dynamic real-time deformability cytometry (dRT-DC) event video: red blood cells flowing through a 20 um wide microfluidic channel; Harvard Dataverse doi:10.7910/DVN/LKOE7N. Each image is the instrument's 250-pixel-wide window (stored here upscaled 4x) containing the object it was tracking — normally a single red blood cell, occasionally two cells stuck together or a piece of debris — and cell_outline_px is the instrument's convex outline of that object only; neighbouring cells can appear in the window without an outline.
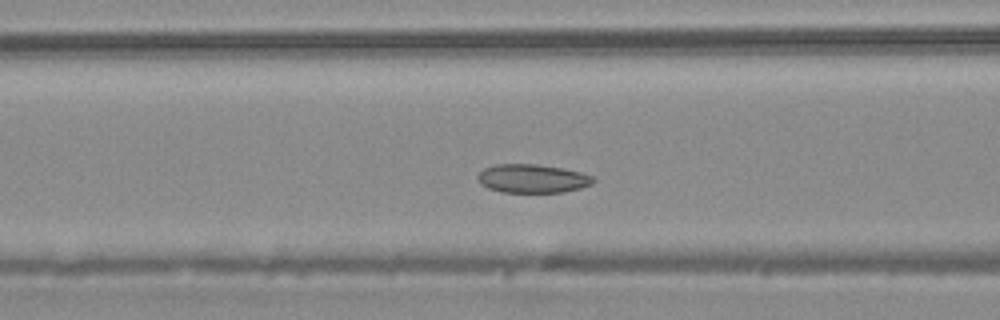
{"species": "common noctule bat (a hibernating species)", "species_latin": "Nyctalus noctula", "temperature_condition": "warm", "stored_images_in_passage": 45, "camera_frame_rate_fps": 3000, "um_per_image_px": 0.085, "animal": {"sex": "male", "body_mass_g": 20.4}, "frame": {"image": 1, "passage_image": 15, "time_ms": 4.667, "image_size_px": [1000, 320], "cell_outline_px": [[596, 180], [592, 184], [580, 188], [564, 192], [500, 192], [488, 188], [480, 184], [476, 176], [484, 168], [496, 164], [536, 164], [564, 168], [596, 176]], "centroid_in_image_um": [45.27, 15.17], "position_along_channel_um": 121.3, "area_um2": 19.48}}
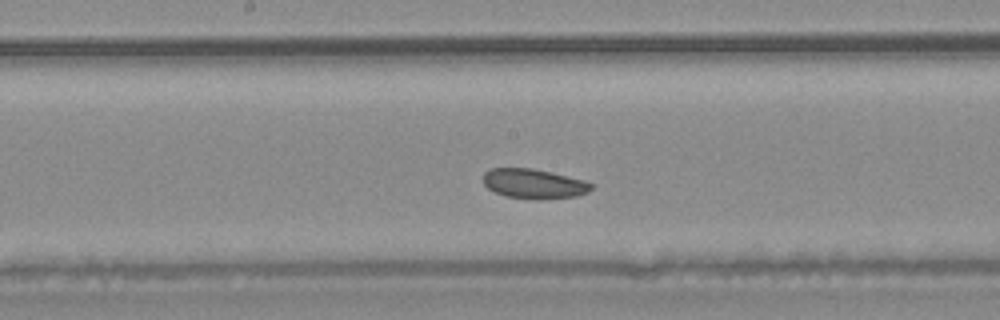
{"frame": {"image": 2, "passage_image": 21, "time_ms": 6.667, "image_size_px": [1000, 320], "cell_outline_px": [[592, 188], [588, 192], [576, 196], [540, 200], [536, 200], [508, 196], [496, 192], [488, 188], [484, 184], [484, 172], [488, 168], [532, 168], [584, 180], [592, 184]], "centroid_in_image_um": [45.37, 15.62], "position_along_channel_um": 202.8, "area_um2": 18.61}}
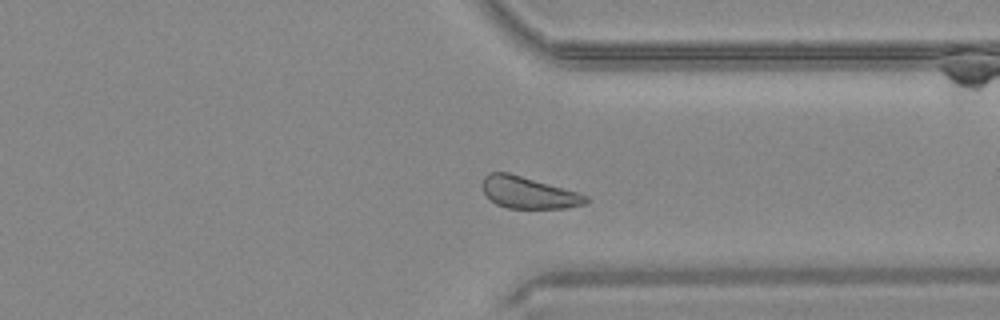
{"frame": {"image": 3, "passage_image": 33, "time_ms": 10.667, "image_size_px": [1000, 320], "cell_outline_px": [[588, 200], [584, 204], [564, 208], [508, 208], [496, 204], [484, 192], [484, 176], [488, 172], [508, 172], [580, 192], [588, 196]], "centroid_in_image_um": [44.95, 16.36], "position_along_channel_um": 366.4, "area_um2": 19.02}, "authors_computed_cell_mechanics": {"area_um2": 19.941, "velocity_mm_per_s": 4.081, "shape_relaxation_time_tau1_ms": null, "shape_relaxation_time_tau2_ms": 5.9626, "deformation_change_tau1": null, "deformation_change_tau2": 0.0986}}